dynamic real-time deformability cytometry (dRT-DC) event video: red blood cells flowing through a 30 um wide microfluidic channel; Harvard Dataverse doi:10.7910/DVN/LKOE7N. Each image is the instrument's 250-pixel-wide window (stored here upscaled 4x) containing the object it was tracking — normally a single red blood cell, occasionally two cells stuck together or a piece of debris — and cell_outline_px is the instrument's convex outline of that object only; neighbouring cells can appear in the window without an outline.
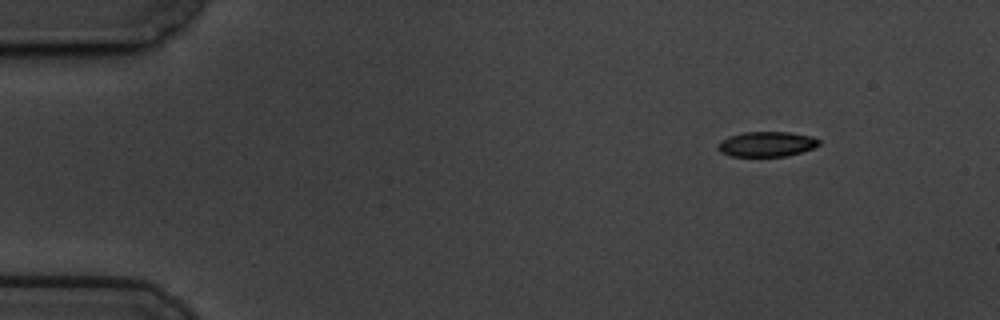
{"species": "common noctule bat (a hibernating species)", "species_latin": "Nyctalus noctula", "temperature_condition": "cold", "stored_images_in_passage": 53, "camera_frame_rate_fps": 3000, "um_per_image_px": 0.085, "animal": {"sex": "male", "body_mass_g": 19.5, "forearm_length_mm": 54.6}, "frame": {"image": 1, "passage_image": 1, "time_ms": 0.0, "image_size_px": [1000, 320], "cell_outline_px": [[820, 144], [812, 148], [800, 152], [784, 156], [732, 156], [720, 152], [716, 148], [716, 144], [720, 140], [728, 136], [744, 132], [788, 132], [812, 136], [820, 140]], "centroid_in_image_um": [65.11, 12.24], "position_along_channel_um": 19.9, "area_um2": 14.8}}
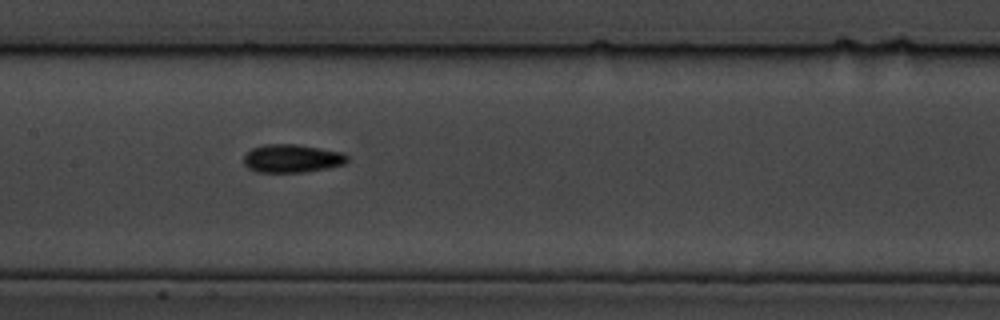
{"frame": {"image": 2, "passage_image": 23, "time_ms": 7.333, "image_size_px": [1000, 320], "cell_outline_px": [[348, 160], [344, 164], [328, 168], [304, 172], [256, 172], [248, 168], [244, 164], [244, 152], [252, 148], [264, 144], [296, 144], [344, 152], [348, 156]], "centroid_in_image_um": [24.8, 13.46], "position_along_channel_um": 182.6, "area_um2": 17.22}}
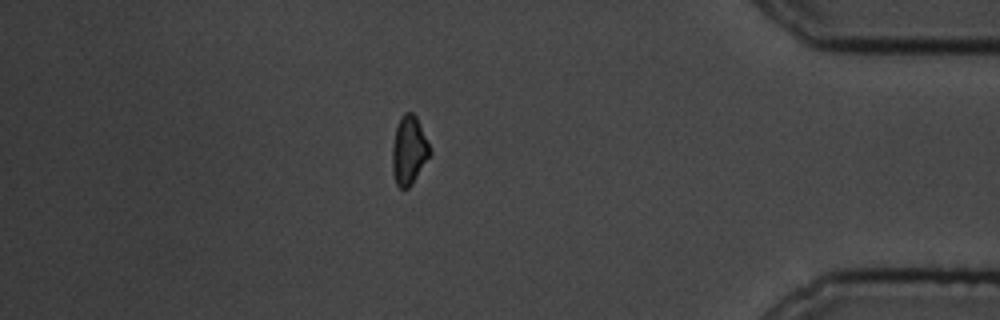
{"frame": {"image": 3, "passage_image": 45, "time_ms": 14.667, "image_size_px": [1000, 320], "cell_outline_px": [[432, 152], [412, 184], [408, 188], [400, 188], [396, 184], [392, 172], [392, 148], [396, 128], [400, 116], [404, 112], [412, 112], [416, 116]], "centroid_in_image_um": [34.75, 12.78], "position_along_channel_um": 400.5, "area_um2": 14.97}, "authors_computed_cell_mechanics": {"area_um2": 15.8372, "velocity_mm_per_s": 3.4458, "shape_relaxation_time_tau1_ms": 6.1736, "shape_relaxation_time_tau2_ms": 6.024, "deformation_change_tau1": 0.1357, "deformation_change_tau2": 0.1147}}